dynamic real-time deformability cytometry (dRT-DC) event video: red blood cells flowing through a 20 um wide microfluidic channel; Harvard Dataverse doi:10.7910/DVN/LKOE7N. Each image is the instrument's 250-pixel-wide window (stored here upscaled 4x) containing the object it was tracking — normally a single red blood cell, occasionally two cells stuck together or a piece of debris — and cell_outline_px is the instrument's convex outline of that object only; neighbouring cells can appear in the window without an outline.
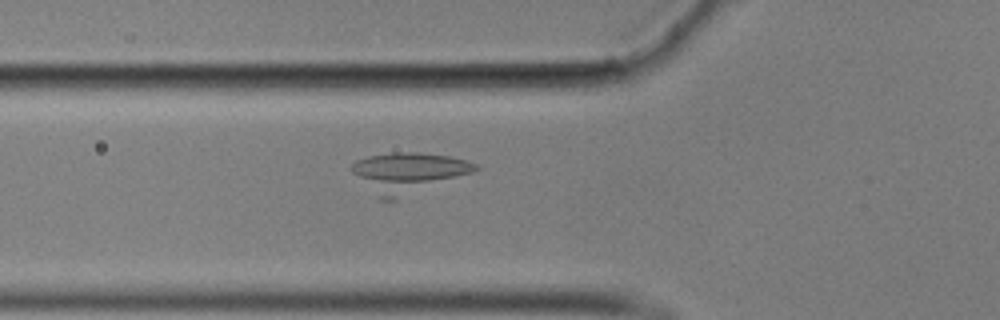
{"species": "common noctule bat (a hibernating species)", "species_latin": "Nyctalus noctula", "temperature_condition": "cold", "stored_images_in_passage": 59, "camera_frame_rate_fps": 3000, "um_per_image_px": 0.085, "animal": {"sex": "male", "body_mass_g": 17.9}, "frame": {"image": 1, "passage_image": 22, "time_ms": 7.0, "image_size_px": [1000, 320], "cell_outline_px": [[480, 168], [476, 172], [396, 200], [380, 200], [348, 168], [356, 160], [368, 156], [396, 152], [416, 152], [448, 156], [468, 160], [476, 164]], "centroid_in_image_um": [34.72, 14.68], "position_along_channel_um": 91.1, "area_um2": 29.19}}
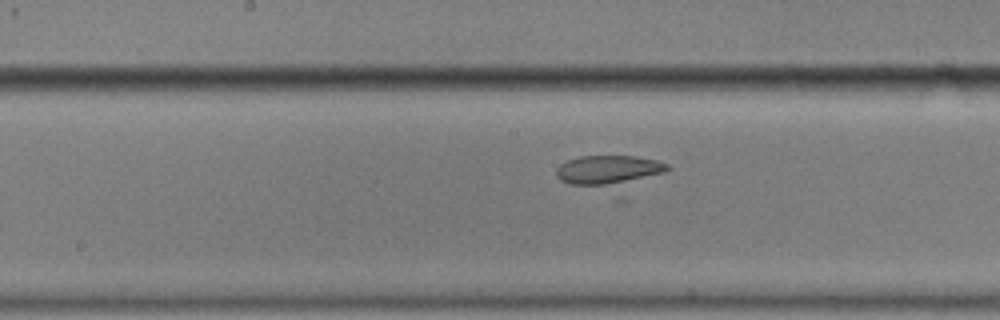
{"frame": {"image": 2, "passage_image": 31, "time_ms": 10.0, "image_size_px": [1000, 320], "cell_outline_px": [[672, 168], [664, 172], [616, 184], [568, 184], [560, 180], [556, 176], [556, 168], [560, 164], [568, 160], [580, 156], [636, 156], [656, 160], [668, 164]], "centroid_in_image_um": [51.68, 14.41], "position_along_channel_um": 196.5, "area_um2": 18.38}}
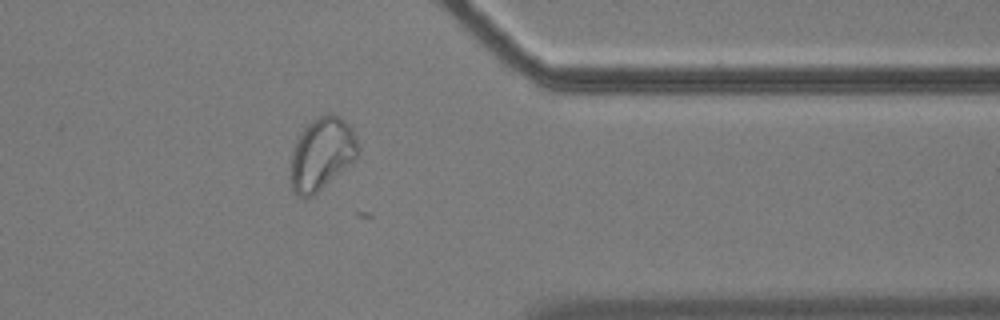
{"frame": {"image": 3, "passage_image": 48, "time_ms": 15.667, "image_size_px": [1000, 320], "cell_outline_px": [[360, 148], [356, 156], [344, 168], [312, 196], [304, 200], [296, 196], [292, 188], [292, 148], [300, 132], [308, 124], [320, 116], [328, 112], [340, 116], [352, 128], [356, 136]], "centroid_in_image_um": [27.34, 13.05], "position_along_channel_um": 384.1, "area_um2": 28.09}}